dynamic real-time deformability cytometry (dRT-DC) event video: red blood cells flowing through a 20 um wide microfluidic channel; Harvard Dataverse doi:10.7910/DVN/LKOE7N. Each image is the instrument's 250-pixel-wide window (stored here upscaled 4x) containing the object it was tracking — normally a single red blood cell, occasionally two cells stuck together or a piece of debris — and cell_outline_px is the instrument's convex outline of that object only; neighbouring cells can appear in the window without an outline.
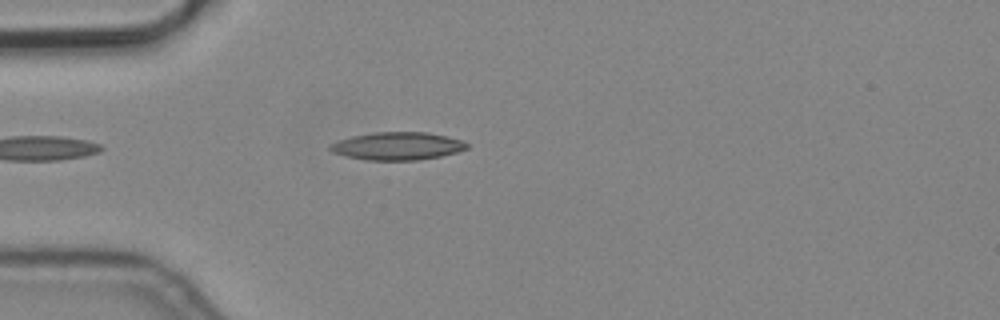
{"species": "common noctule bat (a hibernating species)", "species_latin": "Nyctalus noctula", "temperature_condition": "cold", "stored_images_in_passage": 3, "camera_frame_rate_fps": 3000, "um_per_image_px": 0.085, "animal": {"sex": "male", "body_mass_g": 19.2, "forearm_length_mm": 51.8}, "frame": {"image": 1, "passage_image": 1, "time_ms": 0.0, "image_size_px": [1000, 320], "cell_outline_px": [[468, 148], [456, 152], [440, 156], [416, 160], [368, 160], [348, 156], [332, 152], [328, 148], [328, 144], [352, 136], [376, 132], [428, 132], [460, 140], [468, 144]], "centroid_in_image_um": [33.76, 12.41], "position_along_channel_um": 51.2, "area_um2": 21.91}}
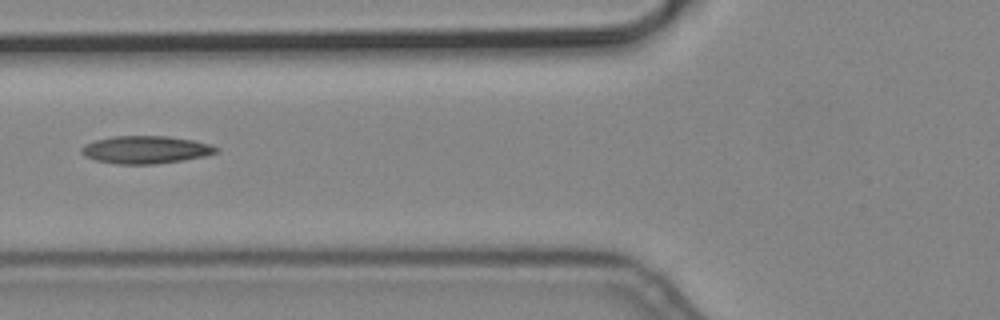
{"frame": {"image": 2, "passage_image": 3, "time_ms": 0.667, "image_size_px": [1000, 320], "cell_outline_px": [[220, 152], [204, 156], [156, 164], [116, 164], [96, 160], [84, 156], [80, 152], [80, 148], [84, 144], [96, 140], [112, 136], [168, 136], [192, 140], [208, 144], [220, 148]], "centroid_in_image_um": [12.36, 12.72], "position_along_channel_um": 113.4, "area_um2": 21.73}}